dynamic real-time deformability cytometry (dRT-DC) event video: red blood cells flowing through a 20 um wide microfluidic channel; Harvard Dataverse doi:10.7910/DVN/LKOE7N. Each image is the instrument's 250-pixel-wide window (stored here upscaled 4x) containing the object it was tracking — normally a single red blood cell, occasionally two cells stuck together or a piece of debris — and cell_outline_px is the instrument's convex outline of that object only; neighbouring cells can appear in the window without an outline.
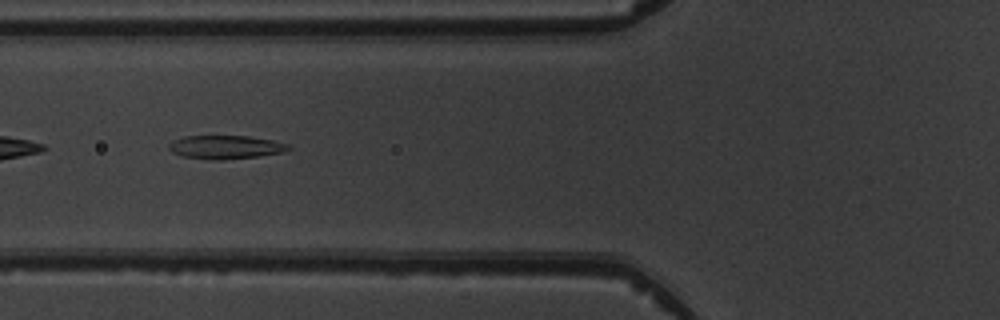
{"species": "common noctule bat (a hibernating species)", "species_latin": "Nyctalus noctula", "temperature_condition": "warm", "stored_images_in_passage": 6, "camera_frame_rate_fps": 3000, "um_per_image_px": 0.085, "animal": {"sex": "male", "body_mass_g": 19.5, "forearm_length_mm": 54.6}, "frame": {"image": 1, "passage_image": 4, "time_ms": 3.333, "image_size_px": [1000, 320], "cell_outline_px": [[292, 148], [284, 152], [260, 156], [224, 160], [212, 160], [184, 156], [172, 152], [168, 148], [168, 144], [172, 140], [184, 136], [248, 136], [272, 140], [288, 144]], "centroid_in_image_um": [19.17, 12.51], "position_along_channel_um": 106.6, "area_um2": 16.47}}
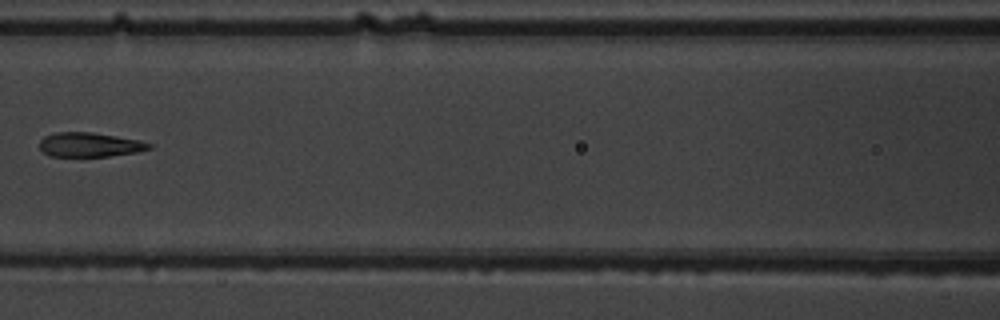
{"frame": {"image": 2, "passage_image": 5, "time_ms": 4.667, "image_size_px": [1000, 320], "cell_outline_px": [[152, 148], [136, 152], [108, 156], [48, 156], [40, 148], [40, 140], [44, 136], [56, 132], [92, 132], [140, 140], [152, 144]], "centroid_in_image_um": [7.62, 12.29], "position_along_channel_um": 159.0, "area_um2": 15.49}}
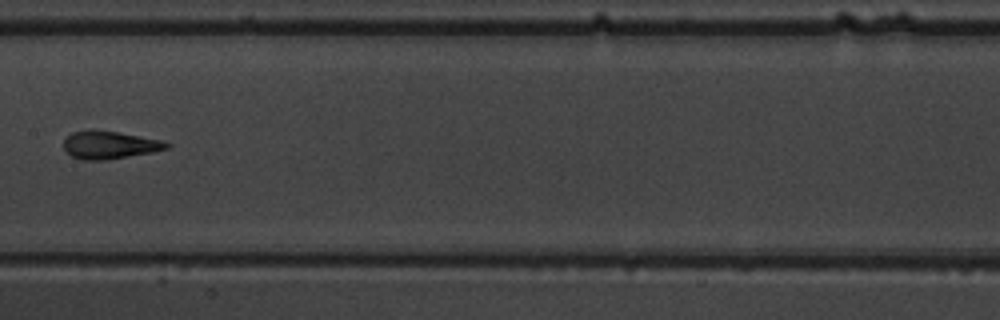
{"frame": {"image": 3, "passage_image": 6, "time_ms": 5.667, "image_size_px": [1000, 320], "cell_outline_px": [[172, 144], [168, 148], [152, 152], [104, 160], [84, 160], [72, 156], [64, 148], [64, 140], [72, 132], [92, 128], [164, 140]], "centroid_in_image_um": [9.32, 12.3], "position_along_channel_um": 198.1, "area_um2": 16.7}}